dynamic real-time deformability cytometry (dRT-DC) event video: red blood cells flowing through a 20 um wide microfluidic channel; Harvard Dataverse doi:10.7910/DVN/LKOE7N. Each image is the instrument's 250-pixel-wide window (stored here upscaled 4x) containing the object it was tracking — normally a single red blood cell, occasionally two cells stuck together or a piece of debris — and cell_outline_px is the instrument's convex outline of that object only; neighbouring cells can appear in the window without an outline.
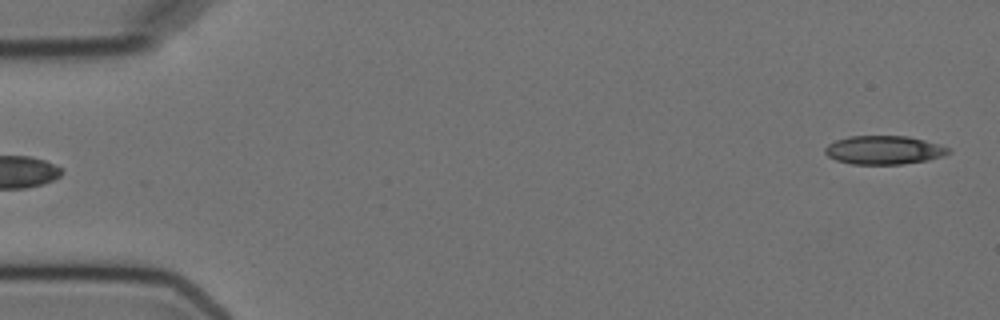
{"species": "Egyptian fruit bat (a non-hibernating species)", "species_latin": "Rousettus aegyptiacus", "temperature_condition": "cold", "stored_images_in_passage": 4, "camera_frame_rate_fps": 3000, "um_per_image_px": 0.085, "animal": {"sex": "female"}, "frame": {"image": 1, "passage_image": 4, "time_ms": 3.333, "image_size_px": [1000, 320], "cell_outline_px": [[952, 152], [944, 156], [928, 160], [900, 164], [852, 164], [836, 160], [828, 156], [824, 152], [824, 148], [828, 144], [836, 140], [848, 136], [908, 136], [924, 140], [952, 148]], "centroid_in_image_um": [75.16, 12.75], "position_along_channel_um": 9.8, "area_um2": 20.69}}